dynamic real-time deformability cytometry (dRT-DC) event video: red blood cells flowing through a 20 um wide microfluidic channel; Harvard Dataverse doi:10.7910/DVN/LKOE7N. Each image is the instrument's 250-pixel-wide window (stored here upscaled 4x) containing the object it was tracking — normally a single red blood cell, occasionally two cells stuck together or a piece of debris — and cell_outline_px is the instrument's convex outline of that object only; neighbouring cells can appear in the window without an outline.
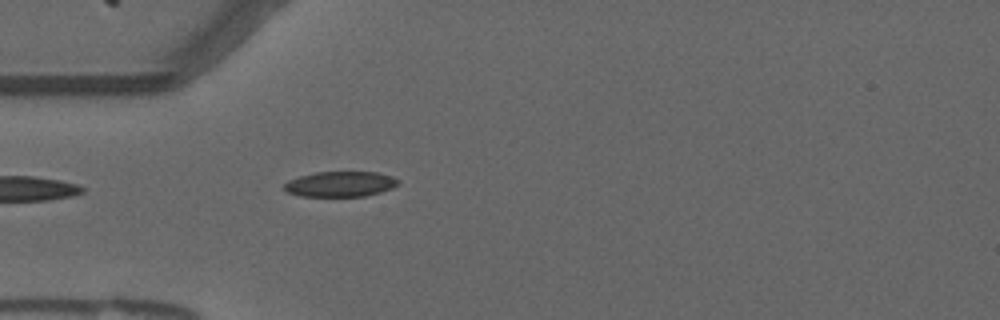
{"species": "common noctule bat (a hibernating species)", "species_latin": "Nyctalus noctula", "temperature_condition": "warm", "stored_images_in_passage": 40, "camera_frame_rate_fps": 3000, "um_per_image_px": 0.085, "animal": {"sex": "male", "forearm_length_mm": 52.5}, "frame": {"image": 1, "passage_image": 1, "time_ms": 0.0, "image_size_px": [1000, 320], "cell_outline_px": [[400, 184], [392, 188], [380, 192], [364, 196], [300, 196], [288, 192], [284, 188], [284, 184], [288, 180], [300, 176], [316, 172], [376, 172], [392, 176], [400, 180]], "centroid_in_image_um": [28.95, 15.64], "position_along_channel_um": 56.0, "area_um2": 16.82}}
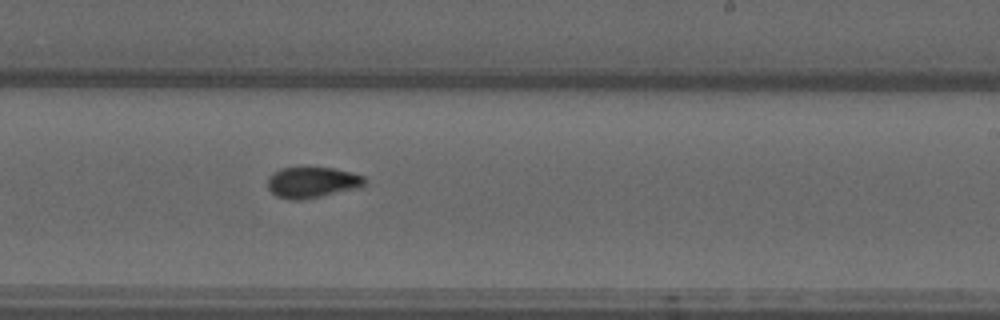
{"frame": {"image": 2, "passage_image": 18, "time_ms": 5.667, "image_size_px": [1000, 320], "cell_outline_px": [[364, 184], [360, 188], [304, 200], [288, 200], [276, 196], [268, 188], [268, 176], [280, 168], [332, 168], [352, 172], [364, 176]], "centroid_in_image_um": [26.53, 15.52], "position_along_channel_um": 262.5, "area_um2": 17.57}}
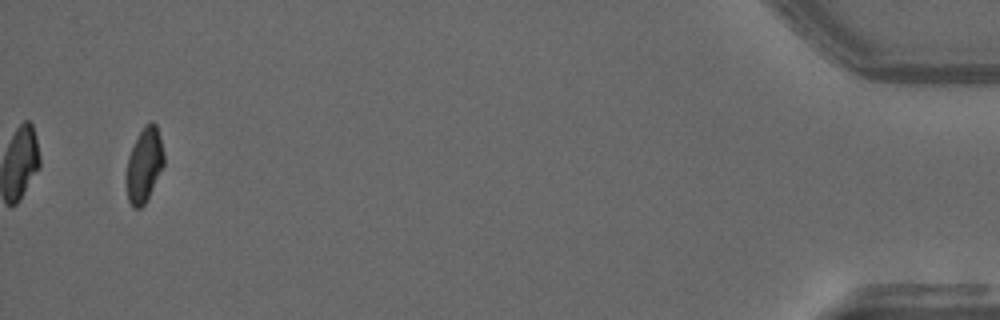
{"frame": {"image": 3, "passage_image": 38, "time_ms": 12.333, "image_size_px": [1000, 320], "cell_outline_px": [[164, 164], [144, 204], [140, 208], [132, 208], [128, 200], [128, 156], [144, 124], [152, 120], [156, 124], [164, 152]], "centroid_in_image_um": [12.28, 13.98], "position_along_channel_um": 422.9, "area_um2": 15.72}, "authors_computed_cell_mechanics": {"area_um2": 16.9643, "velocity_mm_per_s": 3.7243, "shape_relaxation_time_tau1_ms": null, "shape_relaxation_time_tau2_ms": 1.8571, "deformation_change_tau1": null, "deformation_change_tau2": 0.0634}}